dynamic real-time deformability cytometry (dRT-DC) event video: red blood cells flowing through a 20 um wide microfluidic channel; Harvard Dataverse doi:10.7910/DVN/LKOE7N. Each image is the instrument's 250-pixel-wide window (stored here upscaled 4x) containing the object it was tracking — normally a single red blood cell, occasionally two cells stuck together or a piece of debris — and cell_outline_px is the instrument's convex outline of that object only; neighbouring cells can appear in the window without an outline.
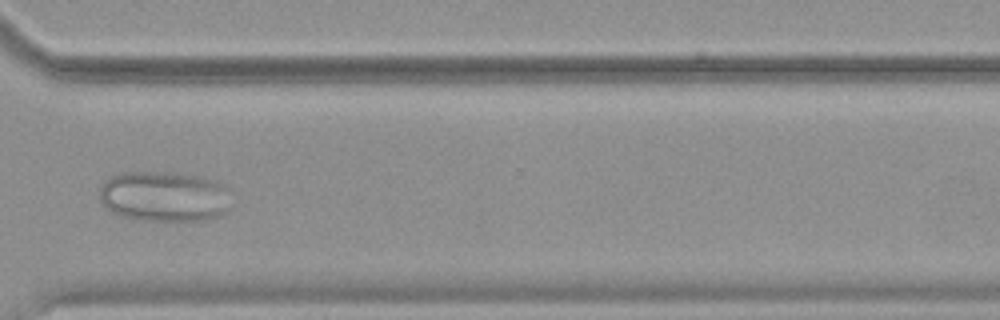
{"species": "common noctule bat (a hibernating species)", "species_latin": "Nyctalus noctula", "temperature_condition": "warm", "stored_images_in_passage": 53, "camera_frame_rate_fps": 3000, "um_per_image_px": 0.085, "animal": {"sex": "female", "body_mass_g": 19.9}, "frame": {"image": 1, "passage_image": 40, "time_ms": 13.0, "image_size_px": [1000, 320], "cell_outline_px": [[228, 212], [220, 216], [204, 220], [144, 220], [120, 216], [104, 208], [100, 200], [100, 188], [104, 180], [112, 176], [124, 172], [180, 172], [208, 176], [216, 180], [224, 188]], "centroid_in_image_um": [13.91, 16.68], "position_along_channel_um": 356.7, "area_um2": 38.96}}
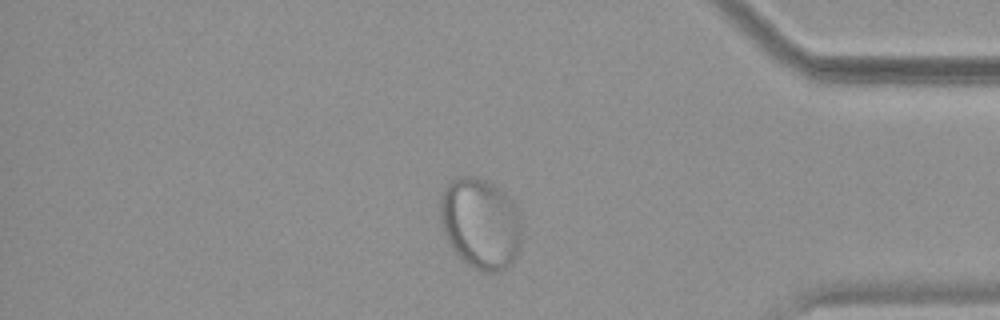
{"frame": {"image": 2, "passage_image": 45, "time_ms": 14.667, "image_size_px": [1000, 320], "cell_outline_px": [[520, 244], [516, 260], [512, 264], [500, 272], [480, 272], [472, 268], [460, 260], [452, 248], [444, 232], [440, 220], [440, 196], [444, 188], [456, 176], [472, 176], [484, 180], [492, 184], [504, 192], [516, 204], [520, 216]], "centroid_in_image_um": [40.84, 19.02], "position_along_channel_um": 394.4, "area_um2": 43.81}}